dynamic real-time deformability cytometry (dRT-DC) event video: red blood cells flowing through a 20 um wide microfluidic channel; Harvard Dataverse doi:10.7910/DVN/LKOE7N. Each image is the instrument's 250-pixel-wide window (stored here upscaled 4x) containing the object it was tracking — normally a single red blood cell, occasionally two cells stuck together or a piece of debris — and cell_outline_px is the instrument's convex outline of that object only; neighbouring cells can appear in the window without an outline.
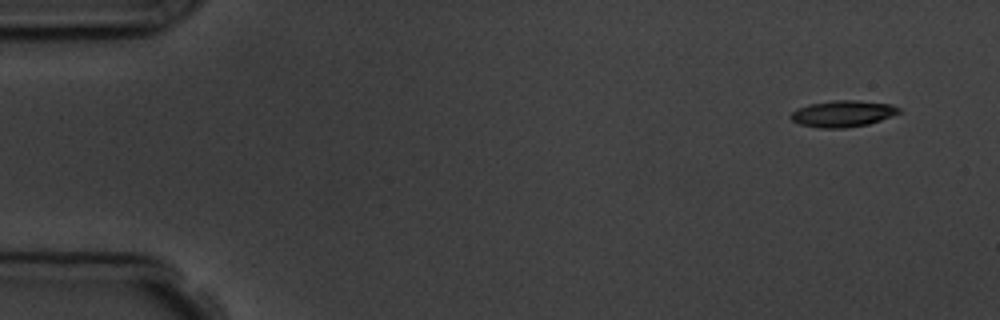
{"species": "common noctule bat (a hibernating species)", "species_latin": "Nyctalus noctula", "temperature_condition": "room temperature", "stored_images_in_passage": 3, "camera_frame_rate_fps": 3000, "um_per_image_px": 0.085, "animal": {"sex": "male", "body_mass_g": 19.5, "forearm_length_mm": 54.6}, "frame": {"image": 1, "passage_image": 1, "time_ms": 0.0, "image_size_px": [1000, 320], "cell_outline_px": [[900, 112], [892, 116], [868, 124], [844, 128], [820, 128], [800, 124], [792, 120], [788, 116], [796, 108], [808, 104], [836, 100], [856, 100], [892, 104], [900, 108]], "centroid_in_image_um": [71.61, 9.65], "position_along_channel_um": 13.4, "area_um2": 16.7}}